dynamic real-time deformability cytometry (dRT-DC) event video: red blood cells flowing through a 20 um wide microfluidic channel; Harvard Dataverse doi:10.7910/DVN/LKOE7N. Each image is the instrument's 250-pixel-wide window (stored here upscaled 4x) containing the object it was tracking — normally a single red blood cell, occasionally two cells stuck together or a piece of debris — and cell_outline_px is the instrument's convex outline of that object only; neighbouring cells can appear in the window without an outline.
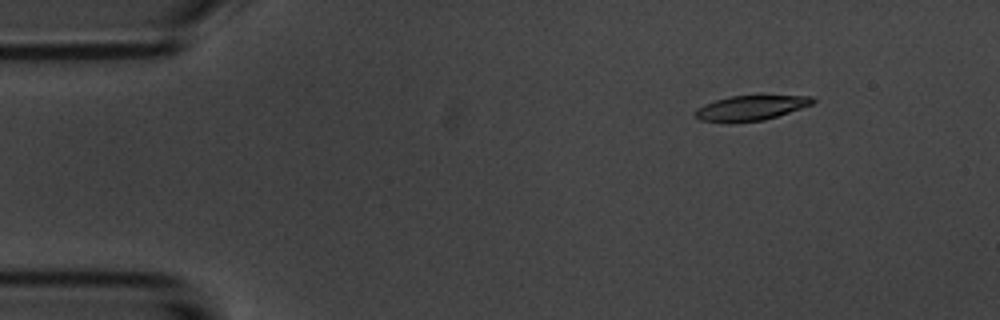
{"species": "common noctule bat (a hibernating species)", "species_latin": "Nyctalus noctula", "temperature_condition": "room temperature", "stored_images_in_passage": 4, "camera_frame_rate_fps": 3000, "um_per_image_px": 0.085, "animal": {"sex": "male", "body_mass_g": 20.1, "forearm_length_mm": 53.5}, "frame": {"image": 1, "passage_image": 2, "time_ms": 1.333, "image_size_px": [1000, 320], "cell_outline_px": [[816, 100], [812, 104], [764, 120], [700, 120], [692, 112], [696, 108], [704, 104], [728, 96], [812, 96]], "centroid_in_image_um": [63.81, 9.13], "position_along_channel_um": 21.2, "area_um2": 16.24}}
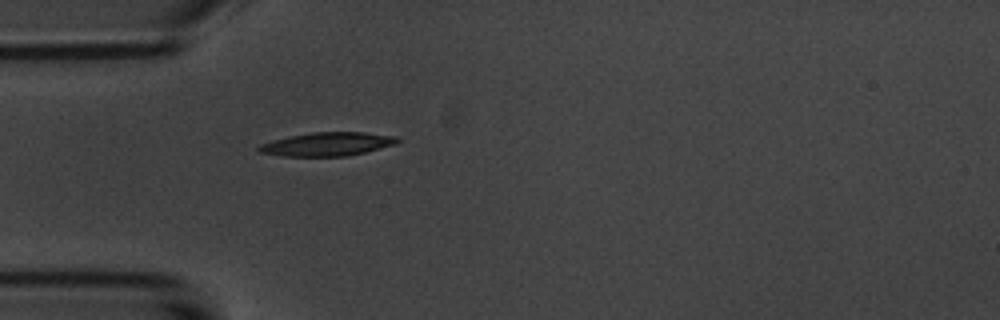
{"frame": {"image": 2, "passage_image": 4, "time_ms": 4.333, "image_size_px": [1000, 320], "cell_outline_px": [[400, 140], [396, 144], [348, 156], [284, 156], [260, 152], [256, 148], [260, 144], [272, 140], [288, 136], [312, 132], [364, 132], [396, 136]], "centroid_in_image_um": [27.81, 12.24], "position_along_channel_um": 57.2, "area_um2": 19.02}}